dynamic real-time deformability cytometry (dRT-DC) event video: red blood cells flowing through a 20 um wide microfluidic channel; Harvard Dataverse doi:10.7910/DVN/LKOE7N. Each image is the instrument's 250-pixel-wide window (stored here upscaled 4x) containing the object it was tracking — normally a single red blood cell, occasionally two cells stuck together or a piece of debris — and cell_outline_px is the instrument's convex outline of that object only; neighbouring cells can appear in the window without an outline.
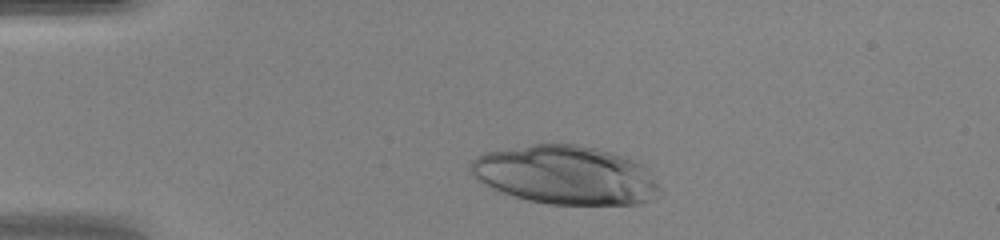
{"species": "human", "species_latin": "Homo sapiens", "temperature_condition": "warm", "stored_images_in_passage": 36, "camera_frame_rate_fps": 3000, "um_per_image_px": 0.085, "donor": {"sex": "female"}, "frame": {"image": 1, "passage_image": 4, "time_ms": 1.0, "image_size_px": [1000, 240], "cell_outline_px": [[660, 188], [652, 200], [640, 204], [548, 204], [528, 200], [496, 192], [476, 180], [468, 172], [468, 164], [476, 156], [484, 152], [532, 144], [576, 144], [596, 148], [624, 156], [640, 164], [644, 168]], "centroid_in_image_um": [47.95, 14.88], "position_along_channel_um": 37.0, "area_um2": 64.91}}
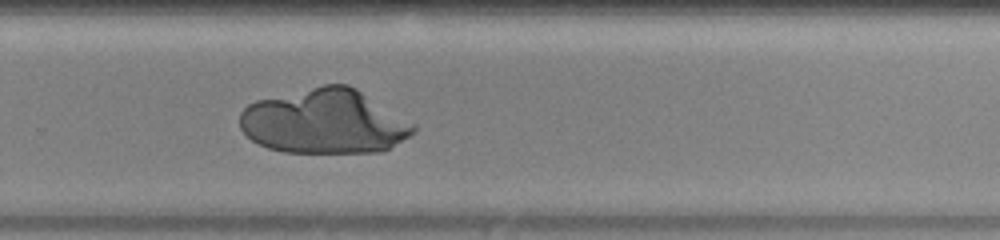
{"frame": {"image": 2, "passage_image": 26, "time_ms": 8.333, "image_size_px": [1000, 240], "cell_outline_px": [[416, 132], [388, 148], [380, 152], [284, 152], [268, 148], [252, 140], [240, 128], [240, 112], [248, 104], [256, 100], [324, 84], [348, 84], [356, 88], [416, 124]], "centroid_in_image_um": [27.58, 10.32], "position_along_channel_um": 302.2, "area_um2": 65.2}}